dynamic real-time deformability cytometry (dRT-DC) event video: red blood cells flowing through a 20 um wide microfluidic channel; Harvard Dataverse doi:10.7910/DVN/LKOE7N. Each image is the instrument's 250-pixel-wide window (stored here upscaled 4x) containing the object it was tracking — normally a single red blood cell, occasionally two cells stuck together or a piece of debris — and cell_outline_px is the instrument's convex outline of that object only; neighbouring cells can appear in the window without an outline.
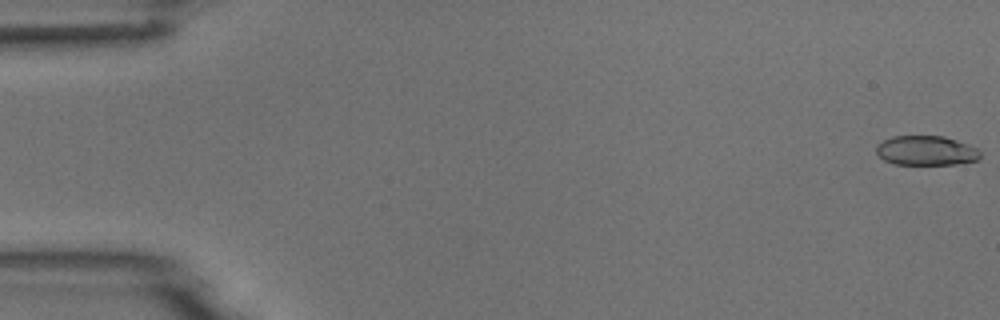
{"species": "common noctule bat (a hibernating species)", "species_latin": "Nyctalus noctula", "temperature_condition": "room temperature", "stored_images_in_passage": 53, "camera_frame_rate_fps": 3000, "um_per_image_px": 0.085, "animal": {"sex": "male", "body_mass_g": 18.8}, "frame": {"image": 1, "passage_image": 1, "time_ms": 0.0, "image_size_px": [1000, 320], "cell_outline_px": [[980, 156], [976, 160], [956, 164], [896, 164], [884, 160], [876, 152], [876, 144], [892, 136], [944, 136], [968, 144], [976, 148], [980, 152]], "centroid_in_image_um": [78.7, 12.79], "position_along_channel_um": 6.3, "area_um2": 17.8}}
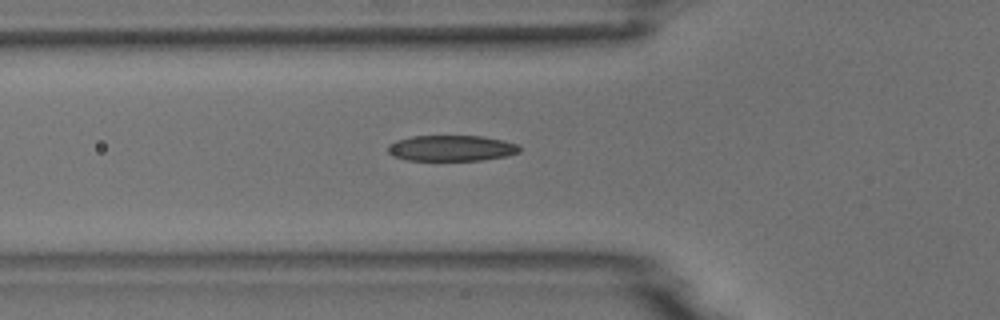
{"frame": {"image": 2, "passage_image": 19, "time_ms": 6.0, "image_size_px": [1000, 320], "cell_outline_px": [[520, 152], [508, 156], [480, 160], [408, 160], [392, 156], [388, 152], [388, 144], [396, 140], [412, 136], [484, 136], [504, 140], [516, 144], [520, 148]], "centroid_in_image_um": [38.37, 12.59], "position_along_channel_um": 87.4, "area_um2": 19.88}}
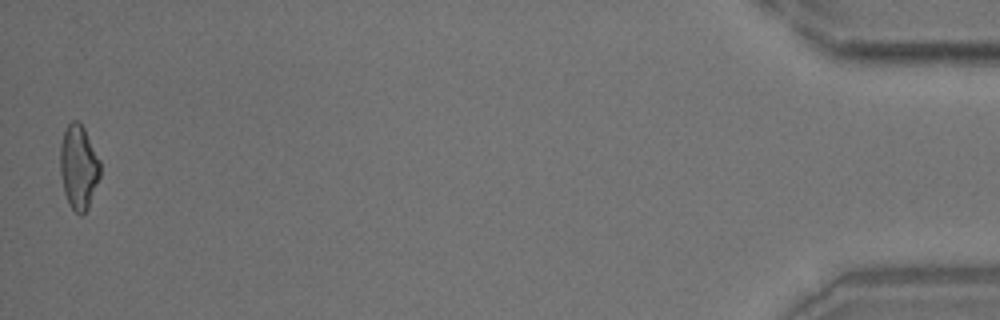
{"frame": {"image": 3, "passage_image": 53, "time_ms": 17.333, "image_size_px": [1000, 320], "cell_outline_px": [[100, 176], [88, 208], [80, 216], [68, 204], [64, 192], [60, 172], [60, 144], [64, 132], [68, 124], [72, 120], [80, 120], [100, 160]], "centroid_in_image_um": [6.68, 14.19], "position_along_channel_um": 428.5, "area_um2": 19.71}}